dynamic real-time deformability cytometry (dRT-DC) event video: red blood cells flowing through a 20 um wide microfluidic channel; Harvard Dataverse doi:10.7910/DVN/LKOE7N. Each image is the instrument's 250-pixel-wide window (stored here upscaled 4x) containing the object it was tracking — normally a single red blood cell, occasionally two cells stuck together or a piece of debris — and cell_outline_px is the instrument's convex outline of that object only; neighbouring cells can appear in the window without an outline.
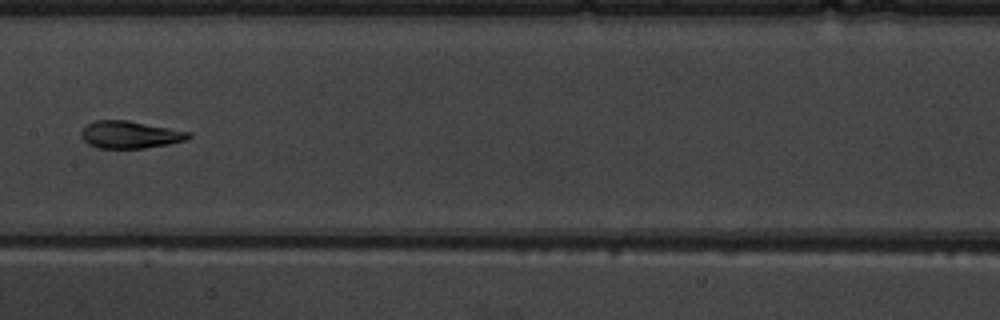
{"species": "common noctule bat (a hibernating species)", "species_latin": "Nyctalus noctula", "temperature_condition": "warm", "stored_images_in_passage": 8, "camera_frame_rate_fps": 3000, "um_per_image_px": 0.085, "animal": {"sex": "male", "body_mass_g": 19.5, "forearm_length_mm": 54.6}, "frame": {"image": 1, "passage_image": 7, "time_ms": 7.333, "image_size_px": [1000, 320], "cell_outline_px": [[192, 136], [188, 140], [168, 144], [144, 148], [100, 148], [88, 144], [80, 136], [80, 132], [88, 124], [96, 120], [128, 120], [192, 132]], "centroid_in_image_um": [11.08, 11.44], "position_along_channel_um": 196.3, "area_um2": 17.17}}
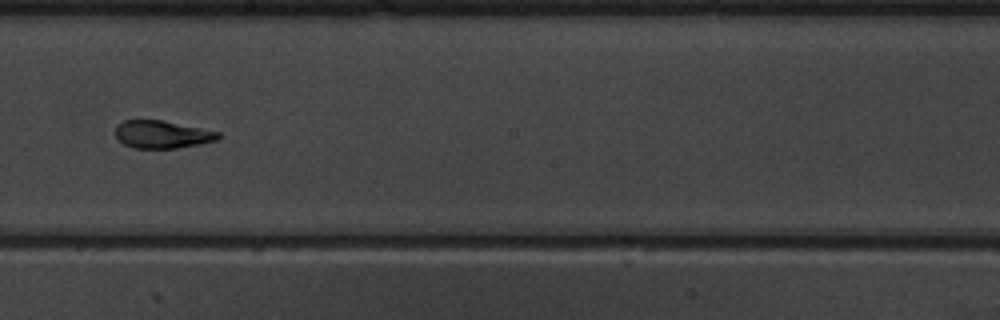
{"frame": {"image": 2, "passage_image": 8, "time_ms": 8.333, "image_size_px": [1000, 320], "cell_outline_px": [[220, 136], [216, 140], [200, 144], [176, 148], [136, 148], [124, 144], [116, 136], [116, 124], [124, 120], [160, 120], [220, 132]], "centroid_in_image_um": [13.76, 11.42], "position_along_channel_um": 234.4, "area_um2": 16.36}}